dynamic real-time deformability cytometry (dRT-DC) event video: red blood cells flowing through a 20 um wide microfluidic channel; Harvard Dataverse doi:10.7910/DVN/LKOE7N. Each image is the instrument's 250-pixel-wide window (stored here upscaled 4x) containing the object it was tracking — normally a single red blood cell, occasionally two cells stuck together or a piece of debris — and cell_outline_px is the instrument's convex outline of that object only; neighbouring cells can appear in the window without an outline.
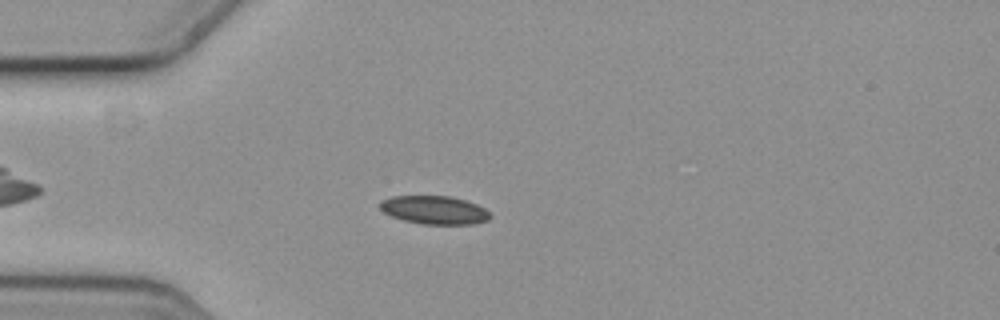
{"species": "common noctule bat (a hibernating species)", "species_latin": "Nyctalus noctula", "temperature_condition": "cold", "stored_images_in_passage": 46, "camera_frame_rate_fps": 3000, "um_per_image_px": 0.085, "animal": {"sex": "female", "body_mass_g": 19.3, "forearm_length_mm": 54.1}, "frame": {"image": 1, "passage_image": 4, "time_ms": 1.0, "image_size_px": [1000, 320], "cell_outline_px": [[492, 216], [488, 220], [476, 224], [420, 224], [404, 220], [392, 216], [384, 212], [380, 208], [380, 200], [392, 196], [452, 196], [476, 204], [484, 208]], "centroid_in_image_um": [36.93, 17.85], "position_along_channel_um": 48.1, "area_um2": 18.21}}
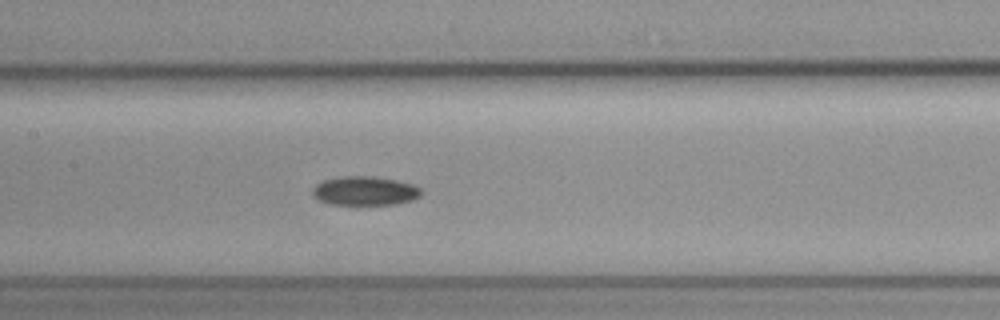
{"frame": {"image": 2, "passage_image": 16, "time_ms": 5.0, "image_size_px": [1000, 320], "cell_outline_px": [[420, 196], [412, 200], [396, 204], [328, 204], [316, 200], [312, 196], [312, 188], [316, 184], [324, 180], [344, 176], [372, 176], [396, 180], [412, 184], [420, 188]], "centroid_in_image_um": [30.96, 16.23], "position_along_channel_um": 176.4, "area_um2": 18.38}}
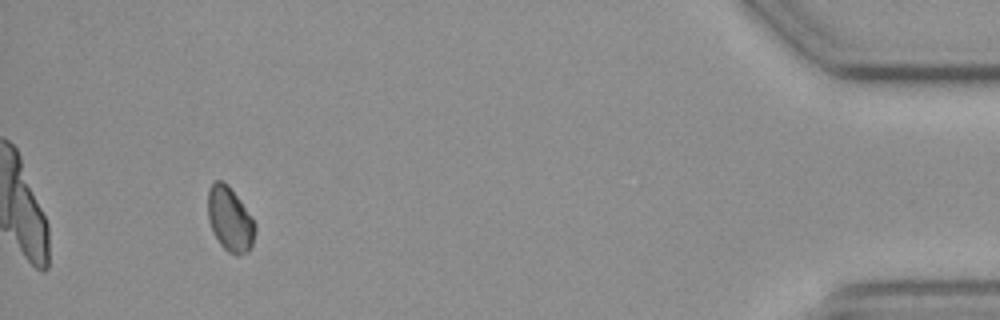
{"frame": {"image": 3, "passage_image": 42, "time_ms": 13.667, "image_size_px": [1000, 320], "cell_outline_px": [[256, 232], [252, 244], [248, 252], [236, 256], [228, 252], [220, 244], [208, 220], [208, 188], [216, 180], [220, 180], [228, 184], [240, 200], [256, 224]], "centroid_in_image_um": [19.55, 18.64], "position_along_channel_um": 415.6, "area_um2": 17.69}}